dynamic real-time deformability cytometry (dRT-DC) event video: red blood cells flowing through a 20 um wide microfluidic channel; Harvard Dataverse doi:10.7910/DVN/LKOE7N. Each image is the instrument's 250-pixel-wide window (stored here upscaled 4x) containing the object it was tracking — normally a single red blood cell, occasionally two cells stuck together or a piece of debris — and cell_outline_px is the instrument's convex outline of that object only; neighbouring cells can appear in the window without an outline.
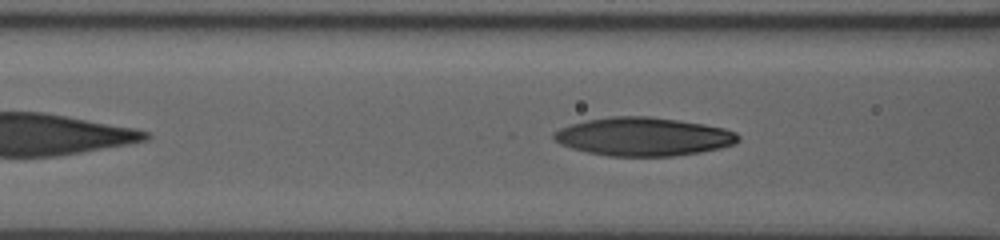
{"species": "human", "species_latin": "Homo sapiens", "temperature_condition": "room temperature", "stored_images_in_passage": 13, "camera_frame_rate_fps": 3000, "um_per_image_px": 0.085, "donor": {"sex": "male"}, "frame": {"image": 1, "passage_image": 8, "time_ms": 1.667, "image_size_px": [1000, 240], "cell_outline_px": [[740, 140], [736, 144], [720, 148], [700, 152], [672, 156], [608, 156], [588, 152], [572, 148], [560, 144], [552, 136], [552, 132], [560, 128], [572, 124], [588, 120], [612, 116], [648, 116], [680, 120], [704, 124], [724, 128], [736, 132], [740, 136]], "centroid_in_image_um": [54.71, 11.61], "position_along_channel_um": 111.9, "area_um2": 41.33}}